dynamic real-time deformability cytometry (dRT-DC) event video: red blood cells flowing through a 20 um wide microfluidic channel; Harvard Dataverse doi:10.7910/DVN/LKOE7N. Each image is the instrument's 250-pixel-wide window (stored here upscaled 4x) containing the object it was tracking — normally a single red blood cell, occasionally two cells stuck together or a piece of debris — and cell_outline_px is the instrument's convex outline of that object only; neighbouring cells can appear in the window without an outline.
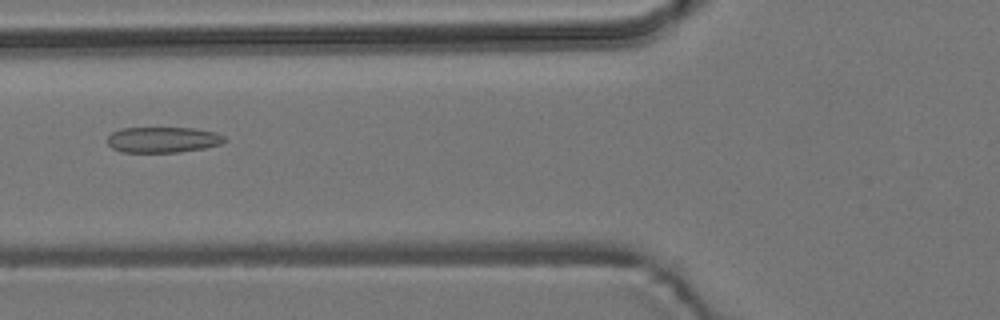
{"species": "common noctule bat (a hibernating species)", "species_latin": "Nyctalus noctula", "temperature_condition": "room temperature", "stored_images_in_passage": 7, "camera_frame_rate_fps": 3000, "um_per_image_px": 0.085, "animal": {"sex": "male", "body_mass_g": 19.2, "forearm_length_mm": 51.8}, "frame": {"image": 1, "passage_image": 6, "time_ms": 6.0, "image_size_px": [1000, 320], "cell_outline_px": [[228, 140], [220, 144], [204, 148], [176, 152], [120, 152], [112, 148], [108, 144], [108, 136], [112, 132], [120, 128], [192, 128], [216, 132], [224, 136]], "centroid_in_image_um": [13.84, 11.87], "position_along_channel_um": 112.0, "area_um2": 17.57}}
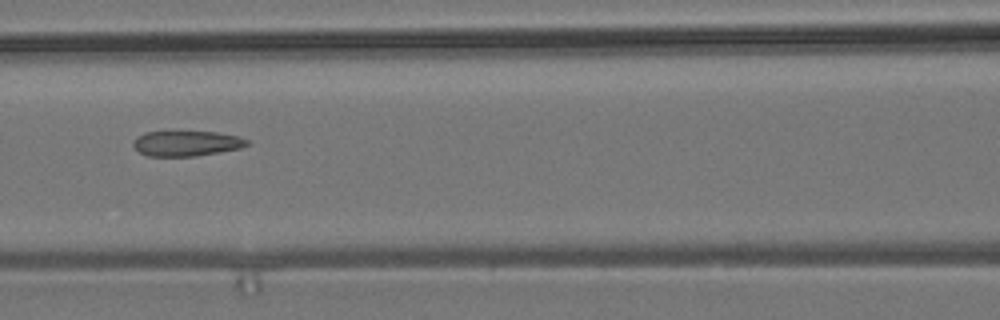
{"frame": {"image": 2, "passage_image": 7, "time_ms": 7.0, "image_size_px": [1000, 320], "cell_outline_px": [[248, 144], [240, 148], [196, 156], [148, 156], [140, 152], [132, 144], [132, 140], [136, 136], [144, 132], [216, 132], [240, 136], [248, 140]], "centroid_in_image_um": [15.83, 12.18], "position_along_channel_um": 150.8, "area_um2": 16.7}}